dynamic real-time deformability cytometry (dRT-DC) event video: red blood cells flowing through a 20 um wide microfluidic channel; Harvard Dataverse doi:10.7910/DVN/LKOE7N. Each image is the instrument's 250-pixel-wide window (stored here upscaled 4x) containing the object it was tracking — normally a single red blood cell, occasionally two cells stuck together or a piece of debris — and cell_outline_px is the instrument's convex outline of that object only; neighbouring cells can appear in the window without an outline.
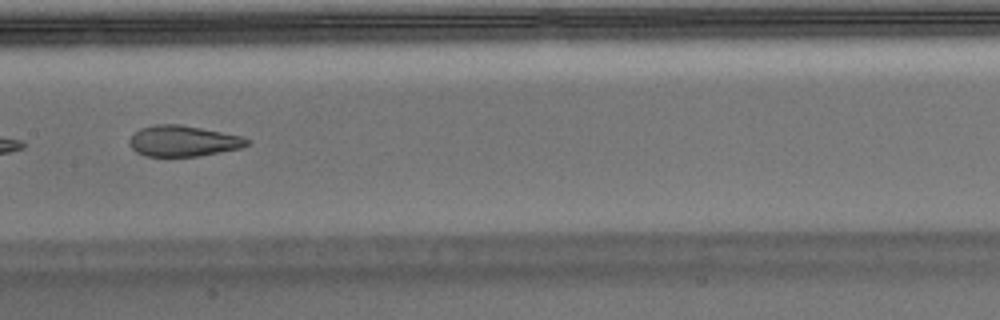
{"species": "Egyptian fruit bat (a non-hibernating species)", "species_latin": "Rousettus aegyptiacus", "temperature_condition": "warm", "stored_images_in_passage": 7, "camera_frame_rate_fps": 3000, "um_per_image_px": 0.085, "animal": {"sex": "male"}, "frame": {"image": 1, "passage_image": 7, "time_ms": 2.0, "image_size_px": [1000, 320], "cell_outline_px": [[252, 144], [240, 148], [200, 156], [144, 156], [136, 152], [132, 148], [128, 140], [140, 128], [156, 124], [180, 124], [240, 136], [252, 140]], "centroid_in_image_um": [15.58, 11.99], "position_along_channel_um": 191.8, "area_um2": 21.1}}